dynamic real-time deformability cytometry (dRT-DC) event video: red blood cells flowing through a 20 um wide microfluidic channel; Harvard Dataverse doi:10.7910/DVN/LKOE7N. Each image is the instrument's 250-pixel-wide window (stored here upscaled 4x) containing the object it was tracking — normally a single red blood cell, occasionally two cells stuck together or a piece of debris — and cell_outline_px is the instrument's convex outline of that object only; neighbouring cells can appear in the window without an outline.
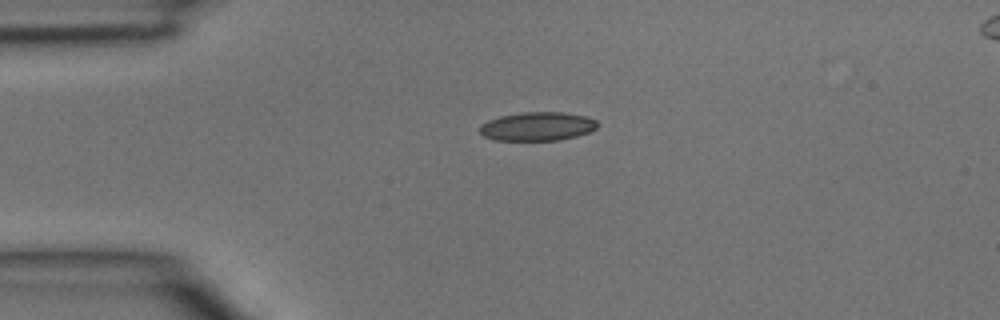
{"species": "common noctule bat (a hibernating species)", "species_latin": "Nyctalus noctula", "temperature_condition": "room temperature", "stored_images_in_passage": 2, "camera_frame_rate_fps": 3000, "um_per_image_px": 0.085, "animal": {"sex": "male", "body_mass_g": 15.6}, "frame": {"image": 1, "passage_image": 1, "time_ms": 0.0, "image_size_px": [1000, 320], "cell_outline_px": [[600, 124], [596, 128], [588, 132], [576, 136], [560, 140], [496, 140], [484, 136], [480, 132], [480, 124], [488, 120], [500, 116], [524, 112], [560, 112], [584, 116], [596, 120]], "centroid_in_image_um": [45.68, 10.74], "position_along_channel_um": 39.3, "area_um2": 19.59}}